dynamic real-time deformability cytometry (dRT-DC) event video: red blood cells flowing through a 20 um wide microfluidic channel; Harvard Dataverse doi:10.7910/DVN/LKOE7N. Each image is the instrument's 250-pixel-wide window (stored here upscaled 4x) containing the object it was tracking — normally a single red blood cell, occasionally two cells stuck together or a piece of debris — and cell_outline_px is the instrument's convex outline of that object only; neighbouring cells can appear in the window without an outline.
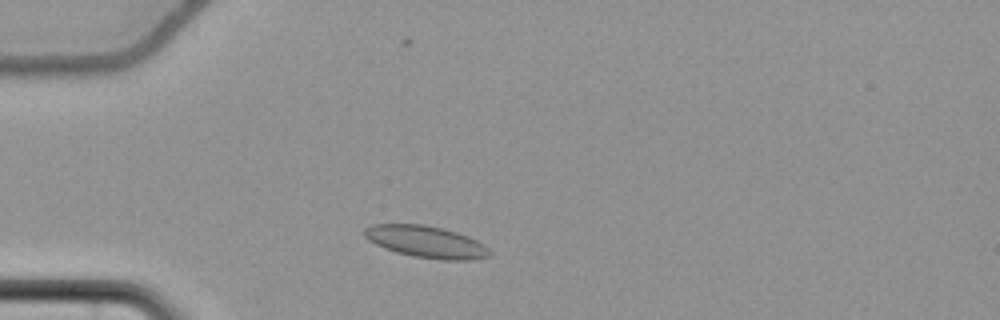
{"species": "common noctule bat (a hibernating species)", "species_latin": "Nyctalus noctula", "temperature_condition": "cold", "stored_images_in_passage": 47, "camera_frame_rate_fps": 3000, "um_per_image_px": 0.085, "animal": {"sex": "female", "body_mass_g": 22.7, "forearm_length_mm": 54.2}, "frame": {"image": 1, "passage_image": 6, "time_ms": 1.667, "image_size_px": [1000, 320], "cell_outline_px": [[492, 252], [488, 256], [472, 260], [440, 260], [412, 256], [396, 252], [384, 248], [368, 240], [364, 236], [364, 228], [372, 224], [424, 224], [444, 228], [468, 236], [484, 244]], "centroid_in_image_um": [36.22, 20.55], "position_along_channel_um": 48.8, "area_um2": 23.41}}
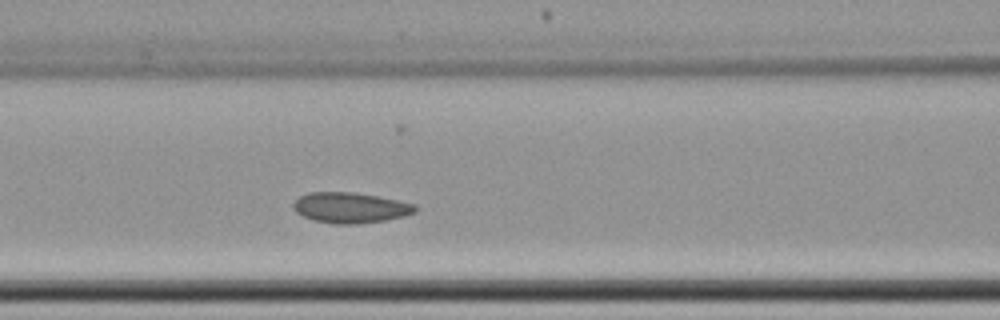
{"frame": {"image": 2, "passage_image": 15, "time_ms": 4.667, "image_size_px": [1000, 320], "cell_outline_px": [[420, 208], [416, 212], [404, 216], [384, 220], [352, 224], [336, 224], [312, 220], [296, 212], [292, 208], [292, 204], [300, 196], [308, 192], [352, 192], [376, 196], [416, 204]], "centroid_in_image_um": [29.78, 17.65], "position_along_channel_um": 136.8, "area_um2": 21.68}}
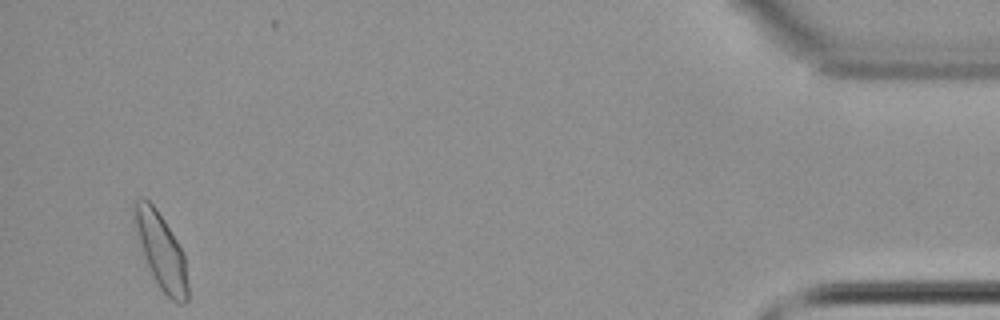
{"frame": {"image": 3, "passage_image": 45, "time_ms": 14.667, "image_size_px": [1000, 320], "cell_outline_px": [[188, 300], [184, 304], [180, 304], [172, 300], [160, 288], [144, 256], [132, 208], [132, 204], [136, 200], [144, 196], [156, 208], [164, 220], [184, 252], [188, 284]], "centroid_in_image_um": [13.73, 21.34], "position_along_channel_um": 421.5, "area_um2": 23.0}, "authors_computed_cell_mechanics": {"area_um2": 21.675, "velocity_mm_per_s": 3.626, "shape_relaxation_time_tau1_ms": 4.2996, "shape_relaxation_time_tau2_ms": 1.84, "deformation_change_tau1": 0.0572, "deformation_change_tau2": 0.0525}}